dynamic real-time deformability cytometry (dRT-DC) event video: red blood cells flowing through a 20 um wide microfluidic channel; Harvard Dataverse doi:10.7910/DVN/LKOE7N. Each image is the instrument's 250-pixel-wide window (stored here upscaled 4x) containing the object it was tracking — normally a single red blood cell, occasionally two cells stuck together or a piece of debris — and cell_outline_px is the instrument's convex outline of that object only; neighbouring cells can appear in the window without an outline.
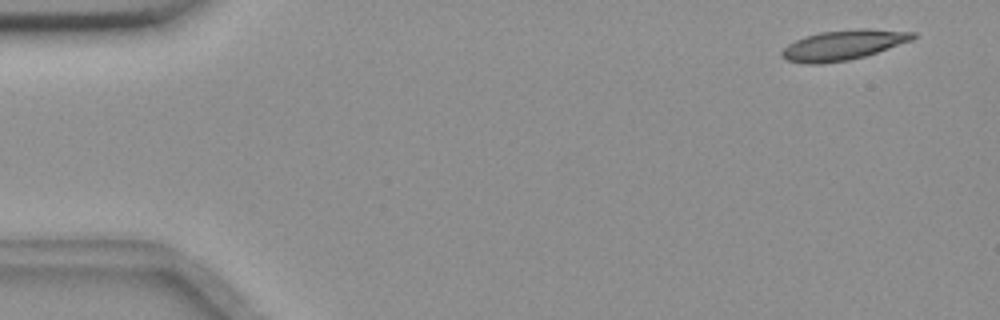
{"species": "common noctule bat (a hibernating species)", "species_latin": "Nyctalus noctula", "temperature_condition": "room temperature", "stored_images_in_passage": 55, "camera_frame_rate_fps": 3000, "um_per_image_px": 0.085, "animal": {"sex": "female", "body_mass_g": 18.4}, "frame": {"image": 1, "passage_image": 3, "time_ms": 0.667, "image_size_px": [1000, 320], "cell_outline_px": [[916, 36], [912, 40], [864, 56], [848, 60], [824, 64], [804, 64], [788, 60], [780, 56], [780, 52], [788, 44], [804, 36], [820, 32], [860, 28], [868, 28], [916, 32]], "centroid_in_image_um": [71.65, 3.82], "position_along_channel_um": 13.4, "area_um2": 22.95}}
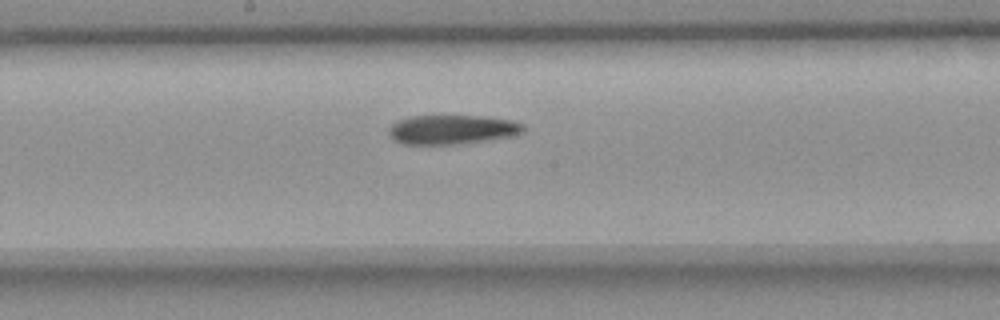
{"frame": {"image": 2, "passage_image": 29, "time_ms": 9.333, "image_size_px": [1000, 320], "cell_outline_px": [[524, 132], [512, 136], [460, 144], [404, 144], [388, 136], [388, 128], [392, 124], [400, 120], [412, 116], [480, 116], [512, 120], [524, 124]], "centroid_in_image_um": [38.43, 11.01], "position_along_channel_um": 209.8, "area_um2": 22.89}}
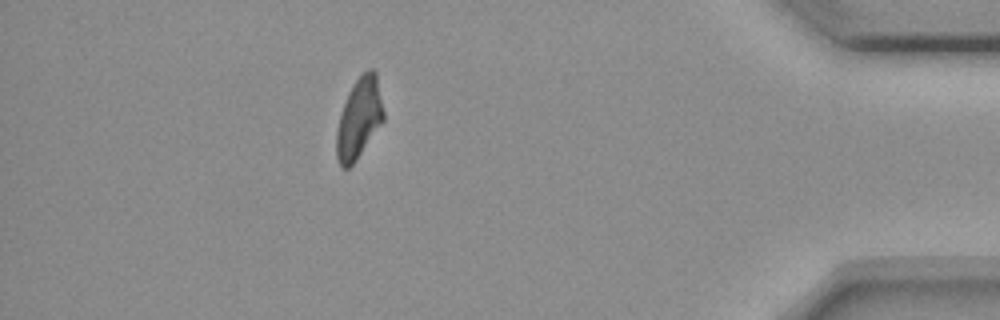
{"frame": {"image": 3, "passage_image": 49, "time_ms": 16.0, "image_size_px": [1000, 320], "cell_outline_px": [[384, 120], [356, 160], [348, 168], [340, 168], [336, 156], [336, 132], [340, 116], [348, 92], [352, 84], [368, 68], [372, 68], [376, 72], [384, 112]], "centroid_in_image_um": [30.52, 10.06], "position_along_channel_um": 404.7, "area_um2": 21.96}, "authors_computed_cell_mechanics": {"area_um2": 23.0622, "velocity_mm_per_s": 3.6249, "shape_relaxation_time_tau1_ms": 9.192, "shape_relaxation_time_tau2_ms": null, "deformation_change_tau1": 0.2177, "deformation_change_tau2": null}}